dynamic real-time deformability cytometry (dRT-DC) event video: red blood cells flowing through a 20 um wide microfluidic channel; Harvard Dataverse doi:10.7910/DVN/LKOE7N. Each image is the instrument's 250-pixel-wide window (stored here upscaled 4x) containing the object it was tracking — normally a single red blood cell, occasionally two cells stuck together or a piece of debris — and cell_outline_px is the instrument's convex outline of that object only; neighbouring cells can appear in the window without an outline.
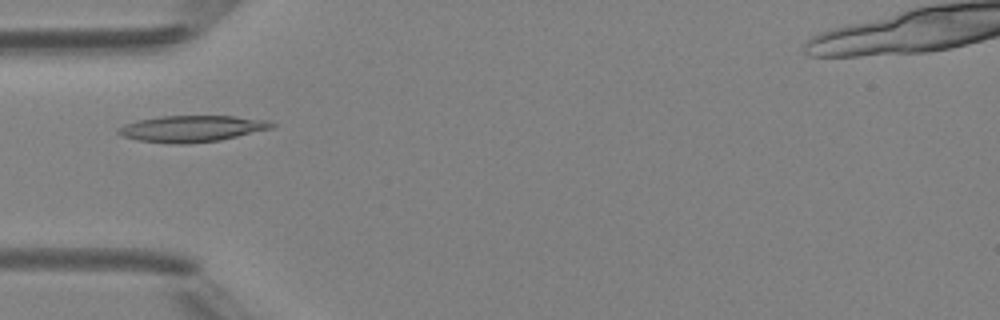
{"species": "Egyptian fruit bat (a non-hibernating species)", "species_latin": "Rousettus aegyptiacus", "temperature_condition": "room temperature", "stored_images_in_passage": 5, "camera_frame_rate_fps": 3000, "um_per_image_px": 0.085, "animal": {"sex": "female"}, "frame": {"image": 1, "passage_image": 5, "time_ms": 4.333, "image_size_px": [1000, 320], "cell_outline_px": [[276, 124], [272, 128], [220, 140], [188, 144], [172, 144], [136, 140], [124, 136], [116, 132], [116, 128], [124, 124], [136, 120], [164, 116], [232, 116], [268, 120]], "centroid_in_image_um": [16.27, 10.94], "position_along_channel_um": 68.7, "area_um2": 23.64}}